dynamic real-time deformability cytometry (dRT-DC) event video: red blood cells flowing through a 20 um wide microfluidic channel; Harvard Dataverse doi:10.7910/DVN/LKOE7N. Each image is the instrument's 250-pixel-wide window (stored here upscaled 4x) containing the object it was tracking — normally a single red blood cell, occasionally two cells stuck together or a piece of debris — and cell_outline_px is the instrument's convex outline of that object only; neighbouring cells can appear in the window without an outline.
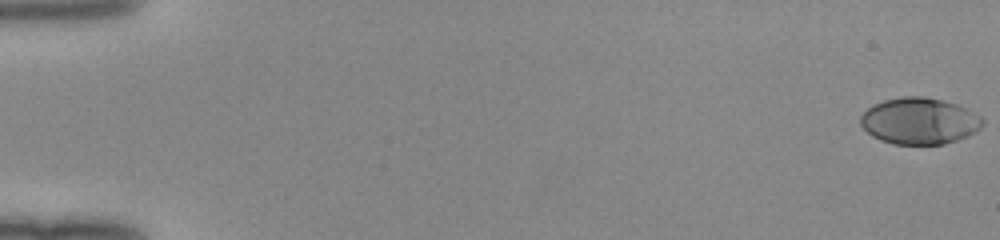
{"species": "human", "species_latin": "Homo sapiens", "temperature_condition": "room temperature", "stored_images_in_passage": 50, "camera_frame_rate_fps": 3000, "um_per_image_px": 0.085, "donor": {"sex": "female"}, "frame": {"image": 1, "passage_image": 1, "time_ms": 0.0, "image_size_px": [1000, 240], "cell_outline_px": [[984, 124], [976, 132], [968, 136], [944, 144], [892, 144], [880, 140], [872, 136], [860, 124], [860, 116], [868, 108], [884, 100], [904, 96], [924, 96], [956, 104], [980, 116], [984, 120]], "centroid_in_image_um": [78.15, 10.29], "position_along_channel_um": 6.9, "area_um2": 32.95}}
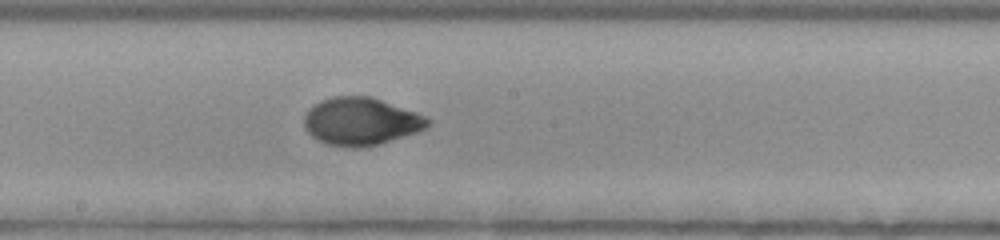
{"frame": {"image": 2, "passage_image": 29, "time_ms": 9.333, "image_size_px": [1000, 240], "cell_outline_px": [[432, 124], [416, 132], [380, 144], [360, 148], [352, 148], [324, 144], [316, 140], [304, 128], [304, 116], [308, 108], [320, 100], [332, 96], [372, 96], [416, 112], [432, 120]], "centroid_in_image_um": [30.65, 10.32], "position_along_channel_um": 217.6, "area_um2": 34.74}}
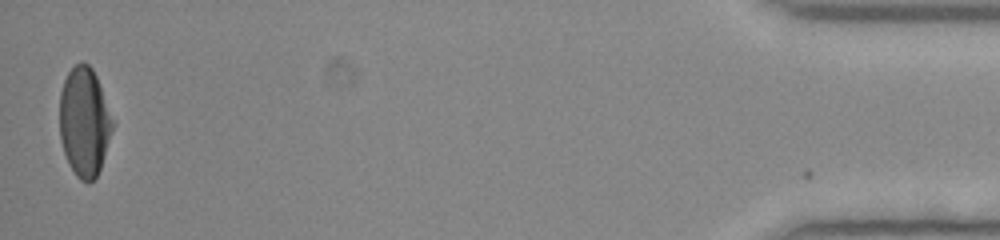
{"frame": {"image": 3, "passage_image": 50, "time_ms": 16.333, "image_size_px": [1000, 240], "cell_outline_px": [[116, 120], [100, 168], [96, 176], [88, 184], [80, 180], [76, 176], [68, 164], [60, 140], [60, 92], [64, 80], [68, 72], [80, 60], [88, 64], [92, 68], [96, 76]], "centroid_in_image_um": [7.19, 10.35], "position_along_channel_um": 428.0, "area_um2": 34.16}}